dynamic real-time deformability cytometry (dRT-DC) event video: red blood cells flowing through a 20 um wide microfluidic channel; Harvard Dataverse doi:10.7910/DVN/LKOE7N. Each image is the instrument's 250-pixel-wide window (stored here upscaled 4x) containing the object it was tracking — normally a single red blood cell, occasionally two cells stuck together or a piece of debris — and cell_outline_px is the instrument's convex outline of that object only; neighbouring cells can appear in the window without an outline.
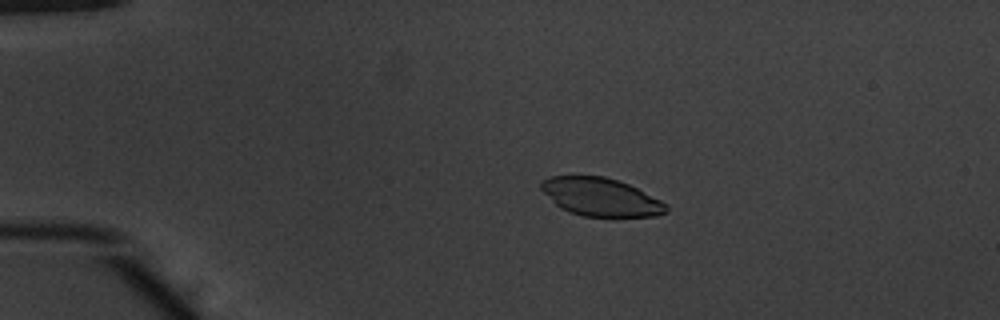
{"species": "common noctule bat (a hibernating species)", "species_latin": "Nyctalus noctula", "temperature_condition": "warm", "stored_images_in_passage": 54, "camera_frame_rate_fps": 3000, "um_per_image_px": 0.085, "animal": {"sex": "male", "body_mass_g": 20.1, "forearm_length_mm": 53.5}, "frame": {"image": 1, "passage_image": 11, "time_ms": 3.333, "image_size_px": [1000, 320], "cell_outline_px": [[668, 212], [656, 216], [584, 216], [568, 212], [560, 208], [540, 188], [540, 180], [548, 176], [604, 176], [628, 184], [668, 204]], "centroid_in_image_um": [51.04, 16.74], "position_along_channel_um": 34.0, "area_um2": 27.63}}
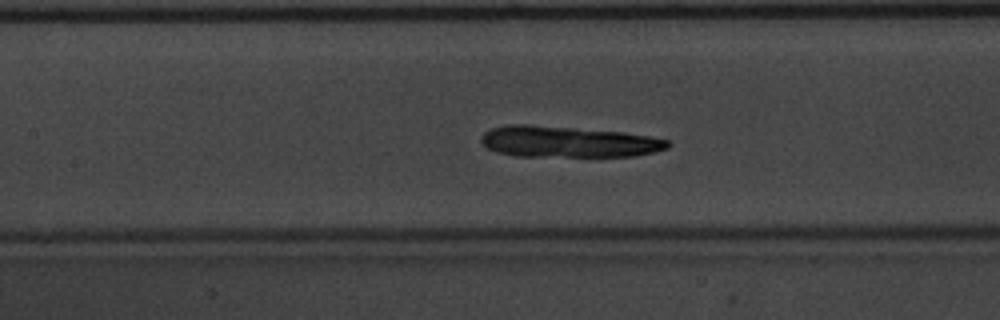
{"frame": {"image": 2, "passage_image": 25, "time_ms": 8.0, "image_size_px": [1000, 320], "cell_outline_px": [[672, 144], [668, 148], [656, 152], [636, 156], [516, 156], [496, 152], [488, 148], [480, 140], [480, 136], [484, 132], [492, 128], [508, 124], [528, 124], [624, 132], [652, 136], [668, 140]], "centroid_in_image_um": [48.31, 12.05], "position_along_channel_um": 159.1, "area_um2": 34.16}}
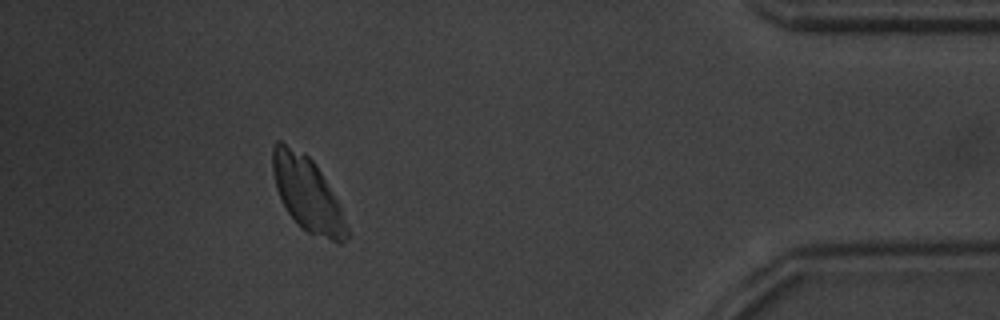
{"frame": {"image": 3, "passage_image": 48, "time_ms": 15.667, "image_size_px": [1000, 320], "cell_outline_px": [[348, 236], [340, 244], [336, 244], [308, 232], [300, 228], [296, 224], [288, 212], [276, 188], [272, 172], [272, 148], [276, 140], [280, 140], [308, 156], [316, 164], [340, 204], [348, 228]], "centroid_in_image_um": [26.13, 16.51], "position_along_channel_um": 409.1, "area_um2": 32.25}}